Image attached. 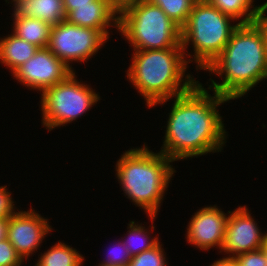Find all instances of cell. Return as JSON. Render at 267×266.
<instances>
[{"label":"cell","mask_w":267,"mask_h":266,"mask_svg":"<svg viewBox=\"0 0 267 266\" xmlns=\"http://www.w3.org/2000/svg\"><path fill=\"white\" fill-rule=\"evenodd\" d=\"M128 225V228H130L128 230L129 238L123 243L132 257L142 253L143 251L152 249L159 243L158 237L149 239V232L145 230V227L139 224L136 225L135 221H131Z\"/></svg>","instance_id":"d6986e66"},{"label":"cell","mask_w":267,"mask_h":266,"mask_svg":"<svg viewBox=\"0 0 267 266\" xmlns=\"http://www.w3.org/2000/svg\"><path fill=\"white\" fill-rule=\"evenodd\" d=\"M14 202L11 198V193L6 190V186L0 187V218H9L14 211Z\"/></svg>","instance_id":"d4e9b609"},{"label":"cell","mask_w":267,"mask_h":266,"mask_svg":"<svg viewBox=\"0 0 267 266\" xmlns=\"http://www.w3.org/2000/svg\"><path fill=\"white\" fill-rule=\"evenodd\" d=\"M158 5L166 15L177 25L182 27L197 0H146Z\"/></svg>","instance_id":"ffe728a7"},{"label":"cell","mask_w":267,"mask_h":266,"mask_svg":"<svg viewBox=\"0 0 267 266\" xmlns=\"http://www.w3.org/2000/svg\"><path fill=\"white\" fill-rule=\"evenodd\" d=\"M227 101L216 92L211 96L200 83L175 97L160 152L172 161L221 152L226 131L216 107Z\"/></svg>","instance_id":"6da1fadb"},{"label":"cell","mask_w":267,"mask_h":266,"mask_svg":"<svg viewBox=\"0 0 267 266\" xmlns=\"http://www.w3.org/2000/svg\"><path fill=\"white\" fill-rule=\"evenodd\" d=\"M118 14L108 0H95L90 5L75 6L74 10L66 15L65 20L77 26L99 30L109 39V32L106 28L112 22L118 28L119 17H116Z\"/></svg>","instance_id":"4fadbf2b"},{"label":"cell","mask_w":267,"mask_h":266,"mask_svg":"<svg viewBox=\"0 0 267 266\" xmlns=\"http://www.w3.org/2000/svg\"><path fill=\"white\" fill-rule=\"evenodd\" d=\"M134 51L127 77L148 107L183 95L198 83L188 74L183 79L191 60H184L182 47Z\"/></svg>","instance_id":"3957f363"},{"label":"cell","mask_w":267,"mask_h":266,"mask_svg":"<svg viewBox=\"0 0 267 266\" xmlns=\"http://www.w3.org/2000/svg\"><path fill=\"white\" fill-rule=\"evenodd\" d=\"M92 1L95 0H63L66 15L74 10L75 6L90 5Z\"/></svg>","instance_id":"4316f807"},{"label":"cell","mask_w":267,"mask_h":266,"mask_svg":"<svg viewBox=\"0 0 267 266\" xmlns=\"http://www.w3.org/2000/svg\"><path fill=\"white\" fill-rule=\"evenodd\" d=\"M205 70L219 76L222 83L211 79L212 89L229 100L237 99L267 78V47L261 26L255 21L238 24L222 52Z\"/></svg>","instance_id":"7a4b0ae2"},{"label":"cell","mask_w":267,"mask_h":266,"mask_svg":"<svg viewBox=\"0 0 267 266\" xmlns=\"http://www.w3.org/2000/svg\"><path fill=\"white\" fill-rule=\"evenodd\" d=\"M106 40L108 39L99 30L63 20L51 27L47 48L70 66V61L84 62L91 58Z\"/></svg>","instance_id":"ba28073f"},{"label":"cell","mask_w":267,"mask_h":266,"mask_svg":"<svg viewBox=\"0 0 267 266\" xmlns=\"http://www.w3.org/2000/svg\"><path fill=\"white\" fill-rule=\"evenodd\" d=\"M8 218H0V241L7 238Z\"/></svg>","instance_id":"f546056e"},{"label":"cell","mask_w":267,"mask_h":266,"mask_svg":"<svg viewBox=\"0 0 267 266\" xmlns=\"http://www.w3.org/2000/svg\"><path fill=\"white\" fill-rule=\"evenodd\" d=\"M118 29L134 50L182 47L181 27L155 4L140 0L121 11Z\"/></svg>","instance_id":"5b68a950"},{"label":"cell","mask_w":267,"mask_h":266,"mask_svg":"<svg viewBox=\"0 0 267 266\" xmlns=\"http://www.w3.org/2000/svg\"><path fill=\"white\" fill-rule=\"evenodd\" d=\"M47 219L30 209L8 218L7 239L24 261L38 249L45 235L51 231Z\"/></svg>","instance_id":"8fae6325"},{"label":"cell","mask_w":267,"mask_h":266,"mask_svg":"<svg viewBox=\"0 0 267 266\" xmlns=\"http://www.w3.org/2000/svg\"><path fill=\"white\" fill-rule=\"evenodd\" d=\"M14 18H38L51 27L66 19L63 0H12Z\"/></svg>","instance_id":"5bb4252c"},{"label":"cell","mask_w":267,"mask_h":266,"mask_svg":"<svg viewBox=\"0 0 267 266\" xmlns=\"http://www.w3.org/2000/svg\"><path fill=\"white\" fill-rule=\"evenodd\" d=\"M211 5L216 7L220 12L231 16L234 20H239L244 15L245 17L242 18L239 24H247L255 22L259 16V13L267 4L264 3L260 6L251 7L253 6V0H207Z\"/></svg>","instance_id":"e0dca14e"},{"label":"cell","mask_w":267,"mask_h":266,"mask_svg":"<svg viewBox=\"0 0 267 266\" xmlns=\"http://www.w3.org/2000/svg\"><path fill=\"white\" fill-rule=\"evenodd\" d=\"M228 218L215 205L200 209L189 222L187 241L201 250L217 246L221 252Z\"/></svg>","instance_id":"7c38bea8"},{"label":"cell","mask_w":267,"mask_h":266,"mask_svg":"<svg viewBox=\"0 0 267 266\" xmlns=\"http://www.w3.org/2000/svg\"><path fill=\"white\" fill-rule=\"evenodd\" d=\"M265 253H266V258H267V241H266V244H265Z\"/></svg>","instance_id":"4dcf8cb0"},{"label":"cell","mask_w":267,"mask_h":266,"mask_svg":"<svg viewBox=\"0 0 267 266\" xmlns=\"http://www.w3.org/2000/svg\"><path fill=\"white\" fill-rule=\"evenodd\" d=\"M106 261H103L98 266H127L130 262L132 256L129 254L128 249L125 247L124 243L118 242V247L110 249V253Z\"/></svg>","instance_id":"7402d4cb"},{"label":"cell","mask_w":267,"mask_h":266,"mask_svg":"<svg viewBox=\"0 0 267 266\" xmlns=\"http://www.w3.org/2000/svg\"><path fill=\"white\" fill-rule=\"evenodd\" d=\"M110 5L120 13L130 5L136 4L140 0H108Z\"/></svg>","instance_id":"484cf974"},{"label":"cell","mask_w":267,"mask_h":266,"mask_svg":"<svg viewBox=\"0 0 267 266\" xmlns=\"http://www.w3.org/2000/svg\"><path fill=\"white\" fill-rule=\"evenodd\" d=\"M163 153H154L144 145L126 151L116 164V175L124 193L155 219L161 200L175 170Z\"/></svg>","instance_id":"277c9868"},{"label":"cell","mask_w":267,"mask_h":266,"mask_svg":"<svg viewBox=\"0 0 267 266\" xmlns=\"http://www.w3.org/2000/svg\"><path fill=\"white\" fill-rule=\"evenodd\" d=\"M227 220L226 232L221 250L236 257L263 248L267 241V233L259 232L257 223L251 217L246 206L239 207L231 213Z\"/></svg>","instance_id":"30bf717a"},{"label":"cell","mask_w":267,"mask_h":266,"mask_svg":"<svg viewBox=\"0 0 267 266\" xmlns=\"http://www.w3.org/2000/svg\"><path fill=\"white\" fill-rule=\"evenodd\" d=\"M267 11V4L265 7L262 9V11L259 13V16L256 20V22L261 26L263 30V34L265 36V42H266V47H267V16H264L265 12Z\"/></svg>","instance_id":"83f0119b"},{"label":"cell","mask_w":267,"mask_h":266,"mask_svg":"<svg viewBox=\"0 0 267 266\" xmlns=\"http://www.w3.org/2000/svg\"><path fill=\"white\" fill-rule=\"evenodd\" d=\"M24 262L6 238L0 241V266H20Z\"/></svg>","instance_id":"603a6c76"},{"label":"cell","mask_w":267,"mask_h":266,"mask_svg":"<svg viewBox=\"0 0 267 266\" xmlns=\"http://www.w3.org/2000/svg\"><path fill=\"white\" fill-rule=\"evenodd\" d=\"M14 31L20 39L35 45L38 48H46L49 43L51 26L38 18L24 17L14 18Z\"/></svg>","instance_id":"2e32d148"},{"label":"cell","mask_w":267,"mask_h":266,"mask_svg":"<svg viewBox=\"0 0 267 266\" xmlns=\"http://www.w3.org/2000/svg\"><path fill=\"white\" fill-rule=\"evenodd\" d=\"M74 70L47 47L38 48L34 56L19 66L13 75L19 82L40 92L66 80Z\"/></svg>","instance_id":"9c48e42d"},{"label":"cell","mask_w":267,"mask_h":266,"mask_svg":"<svg viewBox=\"0 0 267 266\" xmlns=\"http://www.w3.org/2000/svg\"><path fill=\"white\" fill-rule=\"evenodd\" d=\"M234 258L238 266H267L265 246L259 250L239 254Z\"/></svg>","instance_id":"cb8c5ba5"},{"label":"cell","mask_w":267,"mask_h":266,"mask_svg":"<svg viewBox=\"0 0 267 266\" xmlns=\"http://www.w3.org/2000/svg\"><path fill=\"white\" fill-rule=\"evenodd\" d=\"M83 259L76 249L59 241L40 256L35 266H80Z\"/></svg>","instance_id":"ac0fdd59"},{"label":"cell","mask_w":267,"mask_h":266,"mask_svg":"<svg viewBox=\"0 0 267 266\" xmlns=\"http://www.w3.org/2000/svg\"><path fill=\"white\" fill-rule=\"evenodd\" d=\"M38 50L33 44L20 39L15 34L0 40V60L12 73L23 63L32 58Z\"/></svg>","instance_id":"9a60e30c"},{"label":"cell","mask_w":267,"mask_h":266,"mask_svg":"<svg viewBox=\"0 0 267 266\" xmlns=\"http://www.w3.org/2000/svg\"><path fill=\"white\" fill-rule=\"evenodd\" d=\"M210 266H238L236 260L232 255L229 257H224L218 261H215L212 265Z\"/></svg>","instance_id":"f1b7e54d"},{"label":"cell","mask_w":267,"mask_h":266,"mask_svg":"<svg viewBox=\"0 0 267 266\" xmlns=\"http://www.w3.org/2000/svg\"><path fill=\"white\" fill-rule=\"evenodd\" d=\"M230 19L234 20L207 0L196 1L188 20L181 27V44L184 51L190 41L193 43L197 68L205 70L222 52L239 24L230 25Z\"/></svg>","instance_id":"8992f818"},{"label":"cell","mask_w":267,"mask_h":266,"mask_svg":"<svg viewBox=\"0 0 267 266\" xmlns=\"http://www.w3.org/2000/svg\"><path fill=\"white\" fill-rule=\"evenodd\" d=\"M72 73L66 80L42 92L43 125L51 131L82 116L100 97Z\"/></svg>","instance_id":"52a82bcc"},{"label":"cell","mask_w":267,"mask_h":266,"mask_svg":"<svg viewBox=\"0 0 267 266\" xmlns=\"http://www.w3.org/2000/svg\"><path fill=\"white\" fill-rule=\"evenodd\" d=\"M161 247L159 242L152 249L133 256L127 266H166L164 249Z\"/></svg>","instance_id":"44dd1931"}]
</instances>
